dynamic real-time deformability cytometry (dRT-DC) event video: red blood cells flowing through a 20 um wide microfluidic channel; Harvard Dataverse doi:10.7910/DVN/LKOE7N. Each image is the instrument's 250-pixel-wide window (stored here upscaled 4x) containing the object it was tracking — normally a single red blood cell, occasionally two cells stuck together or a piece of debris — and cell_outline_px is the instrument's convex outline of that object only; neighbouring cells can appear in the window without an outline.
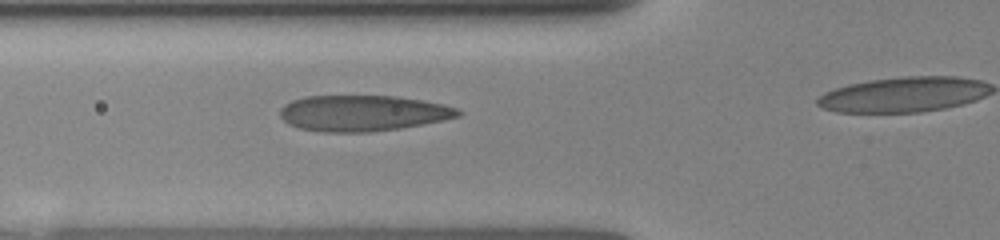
{"species": "human", "species_latin": "Homo sapiens", "temperature_condition": "room temperature", "stored_images_in_passage": 7, "segment_of_instrument_passage": [1, 2], "camera_frame_rate_fps": 3000, "um_per_image_px": 0.085, "donor": {"sex": "female"}, "frame": {"image": 1, "passage_image": 6, "time_ms": 3.667, "image_size_px": [1000, 240], "cell_outline_px": [[464, 112], [460, 116], [444, 120], [400, 128], [368, 132], [324, 132], [300, 128], [288, 124], [280, 116], [280, 108], [284, 104], [292, 100], [304, 96], [396, 96], [424, 100], [444, 104], [456, 108]], "centroid_in_image_um": [30.85, 9.61], "position_along_channel_um": 95.0, "area_um2": 37.4}}